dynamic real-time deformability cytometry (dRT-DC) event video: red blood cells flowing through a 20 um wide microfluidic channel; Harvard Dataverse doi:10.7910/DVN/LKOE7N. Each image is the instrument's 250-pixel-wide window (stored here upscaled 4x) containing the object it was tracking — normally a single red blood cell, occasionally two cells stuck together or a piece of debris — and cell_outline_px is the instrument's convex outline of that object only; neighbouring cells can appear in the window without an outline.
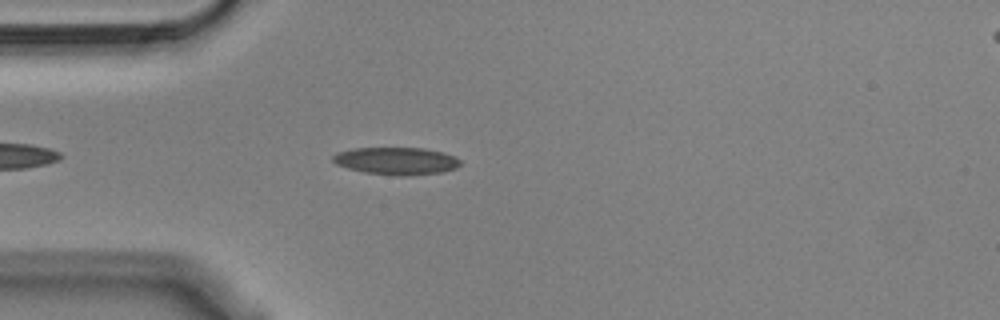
{"species": "Egyptian fruit bat (a non-hibernating species)", "species_latin": "Rousettus aegyptiacus", "temperature_condition": "cold", "stored_images_in_passage": 30, "camera_frame_rate_fps": 3000, "um_per_image_px": 0.085, "animal": {"sex": "male"}, "frame": {"image": 1, "passage_image": 6, "time_ms": 1.667, "image_size_px": [1000, 320], "cell_outline_px": [[460, 164], [456, 168], [444, 172], [404, 176], [396, 176], [364, 172], [348, 168], [336, 164], [332, 160], [332, 156], [336, 152], [352, 148], [424, 148], [444, 152], [456, 156], [460, 160]], "centroid_in_image_um": [33.7, 13.68], "position_along_channel_um": 51.3, "area_um2": 20.58}}
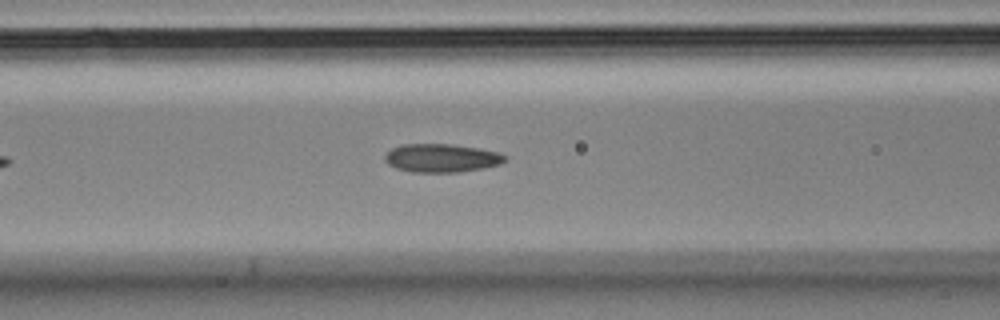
{"frame": {"image": 2, "passage_image": 13, "time_ms": 4.0, "image_size_px": [1000, 320], "cell_outline_px": [[508, 160], [500, 164], [484, 168], [460, 172], [412, 172], [396, 168], [388, 164], [384, 160], [384, 156], [392, 148], [404, 144], [448, 144], [476, 148], [496, 152], [504, 156]], "centroid_in_image_um": [37.51, 13.44], "position_along_channel_um": 129.1, "area_um2": 19.71}}
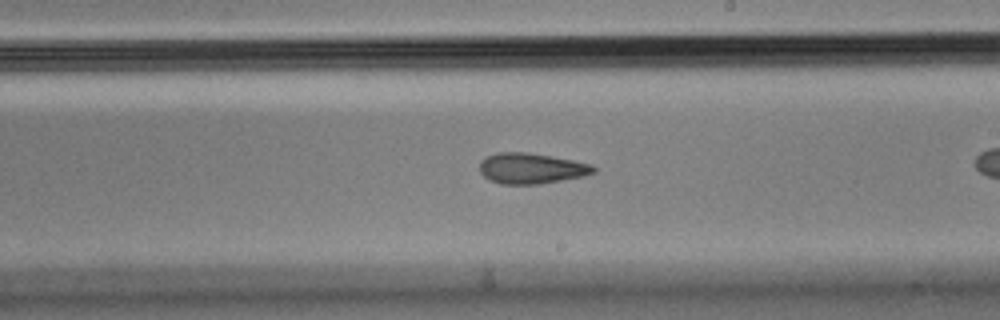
{"frame": {"image": 3, "passage_image": 19, "time_ms": 6.0, "image_size_px": [1000, 320], "cell_outline_px": [[596, 172], [584, 176], [540, 184], [500, 184], [488, 180], [480, 172], [480, 160], [496, 152], [524, 152], [572, 160], [592, 164], [596, 168]], "centroid_in_image_um": [45.15, 14.32], "position_along_channel_um": 243.9, "area_um2": 20.35}}